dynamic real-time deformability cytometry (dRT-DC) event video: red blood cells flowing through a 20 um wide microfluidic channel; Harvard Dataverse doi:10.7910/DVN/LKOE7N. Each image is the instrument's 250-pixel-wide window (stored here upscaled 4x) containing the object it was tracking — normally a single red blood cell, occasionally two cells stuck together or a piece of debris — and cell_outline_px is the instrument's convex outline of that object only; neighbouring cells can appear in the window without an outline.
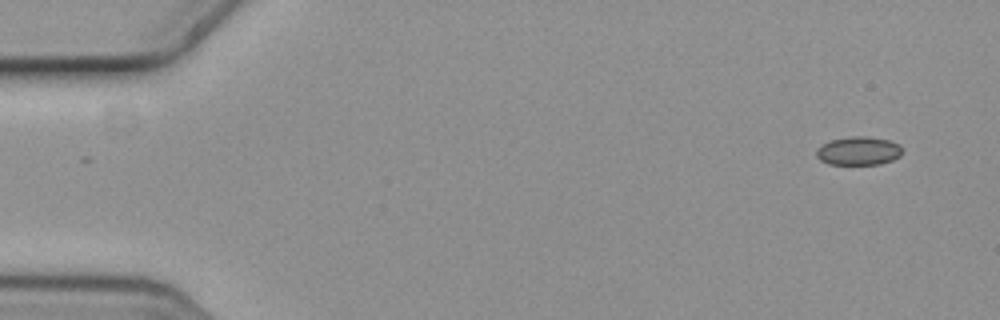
{"species": "common noctule bat (a hibernating species)", "species_latin": "Nyctalus noctula", "temperature_condition": "cold", "stored_images_in_passage": 4, "camera_frame_rate_fps": 3000, "um_per_image_px": 0.085, "animal": {"sex": "female", "body_mass_g": 19.3, "forearm_length_mm": 54.1}, "frame": {"image": 1, "passage_image": 1, "time_ms": 0.0, "image_size_px": [1000, 320], "cell_outline_px": [[900, 156], [892, 160], [880, 164], [828, 164], [820, 160], [816, 156], [816, 148], [832, 140], [852, 136], [868, 136], [888, 140], [900, 144]], "centroid_in_image_um": [72.96, 12.83], "position_along_channel_um": 12.0, "area_um2": 14.16}}